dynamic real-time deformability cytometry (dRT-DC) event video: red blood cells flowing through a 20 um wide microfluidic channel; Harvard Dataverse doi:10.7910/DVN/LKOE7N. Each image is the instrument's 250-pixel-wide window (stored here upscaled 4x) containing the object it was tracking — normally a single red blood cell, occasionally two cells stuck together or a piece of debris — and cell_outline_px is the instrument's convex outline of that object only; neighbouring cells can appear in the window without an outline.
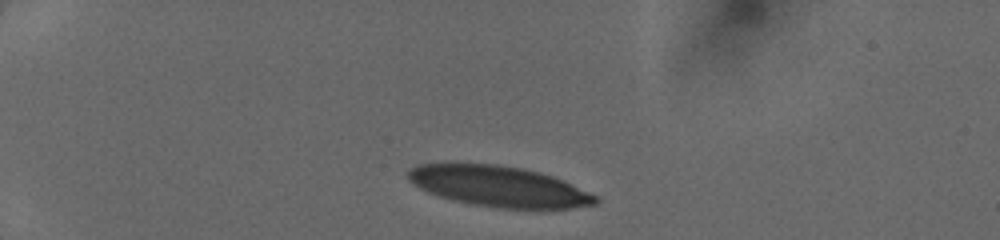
{"species": "human", "species_latin": "Homo sapiens", "temperature_condition": "cold", "stored_images_in_passage": 8, "camera_frame_rate_fps": 3000, "um_per_image_px": 0.085, "donor": {"sex": "female"}, "frame": {"image": 1, "passage_image": 1, "time_ms": 0.0, "image_size_px": [1000, 240], "cell_outline_px": [[600, 200], [596, 204], [572, 208], [500, 208], [472, 204], [440, 196], [428, 192], [412, 184], [408, 180], [408, 172], [416, 164], [448, 160], [496, 164], [524, 168], [540, 172], [552, 176], [588, 192], [596, 196]], "centroid_in_image_um": [42.29, 15.78], "position_along_channel_um": 42.7, "area_um2": 45.03}}